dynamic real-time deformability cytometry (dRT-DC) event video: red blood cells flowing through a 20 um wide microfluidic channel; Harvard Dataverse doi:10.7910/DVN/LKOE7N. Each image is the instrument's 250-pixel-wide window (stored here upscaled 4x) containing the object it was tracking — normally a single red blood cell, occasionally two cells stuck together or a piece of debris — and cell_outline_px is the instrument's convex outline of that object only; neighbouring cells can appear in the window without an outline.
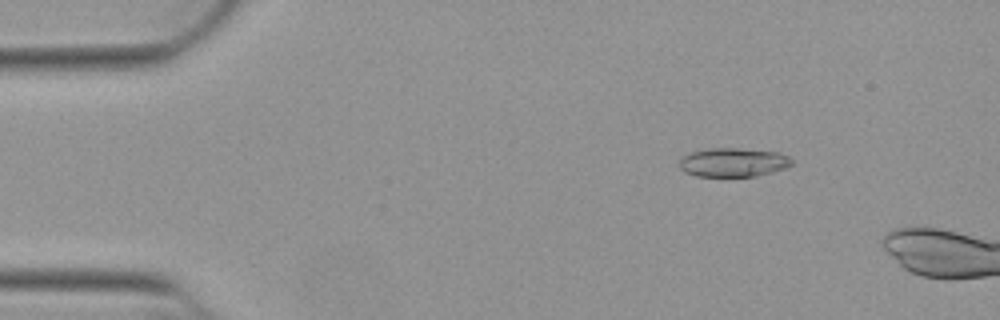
{"species": "Egyptian fruit bat (a non-hibernating species)", "species_latin": "Rousettus aegyptiacus", "temperature_condition": "warm", "stored_images_in_passage": 47, "camera_frame_rate_fps": 3000, "um_per_image_px": 0.085, "animal": {"sex": "female"}, "frame": {"image": 1, "passage_image": 7, "time_ms": 2.0, "image_size_px": [1000, 320], "cell_outline_px": [[792, 164], [788, 168], [756, 176], [696, 176], [684, 172], [680, 168], [680, 156], [692, 152], [712, 148], [736, 148], [780, 152], [788, 156], [792, 160]], "centroid_in_image_um": [62.34, 13.8], "position_along_channel_um": 22.7, "area_um2": 19.02}}
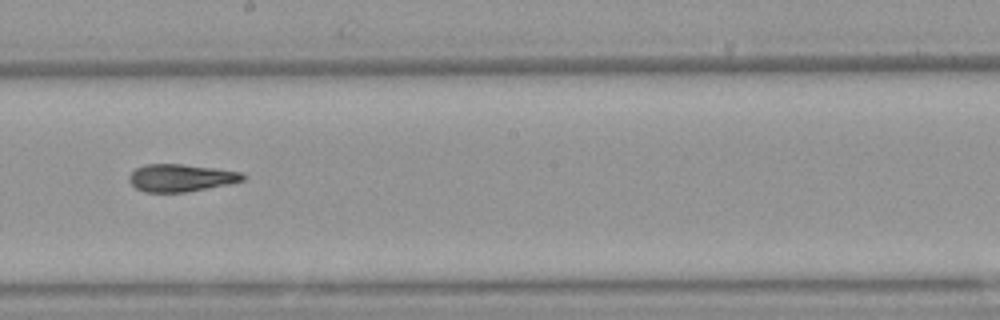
{"frame": {"image": 2, "passage_image": 29, "time_ms": 9.333, "image_size_px": [1000, 320], "cell_outline_px": [[248, 176], [244, 180], [232, 184], [184, 192], [144, 192], [136, 188], [128, 180], [128, 176], [136, 168], [144, 164], [180, 164], [244, 172]], "centroid_in_image_um": [15.41, 15.12], "position_along_channel_um": 232.8, "area_um2": 18.32}}
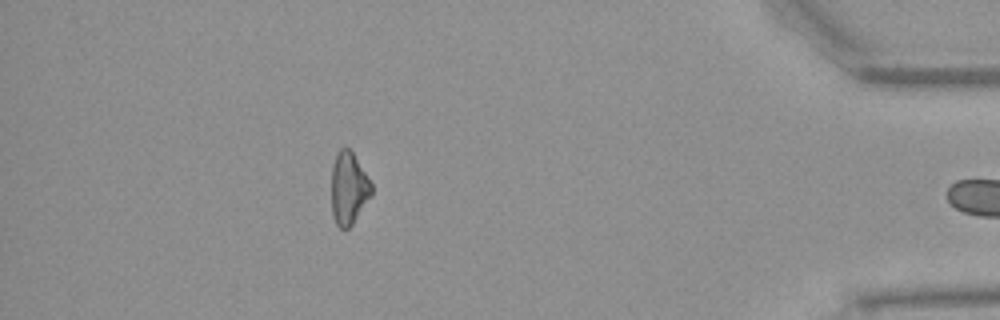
{"frame": {"image": 3, "passage_image": 46, "time_ms": 15.0, "image_size_px": [1000, 320], "cell_outline_px": [[372, 196], [352, 224], [348, 228], [340, 228], [336, 224], [332, 216], [332, 164], [340, 148], [348, 148], [352, 152], [372, 184]], "centroid_in_image_um": [29.64, 16.03], "position_along_channel_um": 405.6, "area_um2": 16.76}}